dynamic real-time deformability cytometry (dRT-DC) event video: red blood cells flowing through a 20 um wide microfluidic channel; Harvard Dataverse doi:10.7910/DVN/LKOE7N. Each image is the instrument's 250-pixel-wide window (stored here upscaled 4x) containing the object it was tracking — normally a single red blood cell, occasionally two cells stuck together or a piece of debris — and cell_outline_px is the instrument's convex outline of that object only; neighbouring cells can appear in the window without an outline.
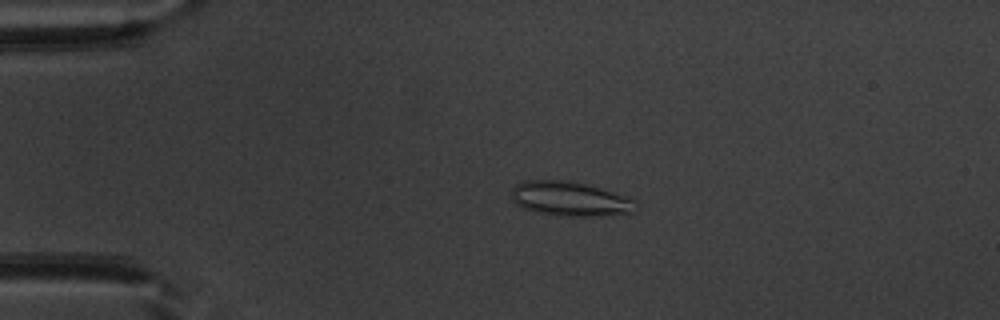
{"species": "common noctule bat (a hibernating species)", "species_latin": "Nyctalus noctula", "temperature_condition": "warm", "stored_images_in_passage": 47, "camera_frame_rate_fps": 3000, "um_per_image_px": 0.085, "animal": {"sex": "male", "body_mass_g": 20.1, "forearm_length_mm": 53.5}, "frame": {"image": 1, "passage_image": 7, "time_ms": 2.0, "image_size_px": [1000, 320], "cell_outline_px": [[640, 208], [632, 212], [600, 216], [556, 216], [536, 212], [524, 208], [516, 204], [512, 200], [512, 188], [516, 184], [524, 180], [568, 180], [588, 184], [636, 200], [640, 204]], "centroid_in_image_um": [48.47, 16.91], "position_along_channel_um": 36.5, "area_um2": 25.32}}
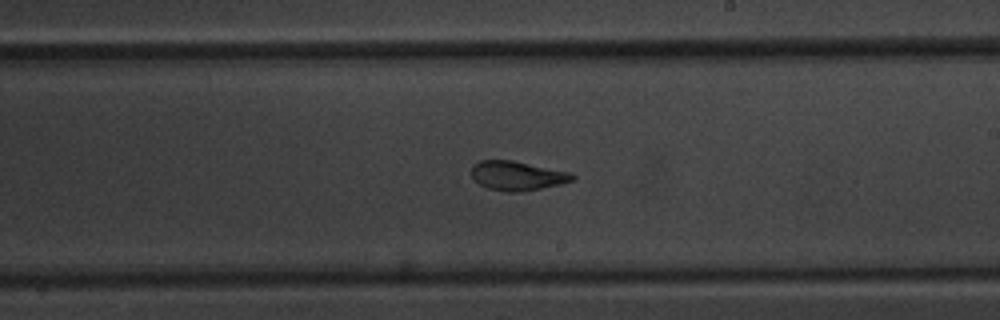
{"frame": {"image": 2, "passage_image": 26, "time_ms": 8.333, "image_size_px": [1000, 320], "cell_outline_px": [[576, 176], [572, 180], [560, 184], [520, 192], [508, 192], [488, 188], [480, 184], [472, 176], [472, 164], [480, 160], [512, 160], [572, 172]], "centroid_in_image_um": [43.97, 14.92], "position_along_channel_um": 245.0, "area_um2": 17.17}}
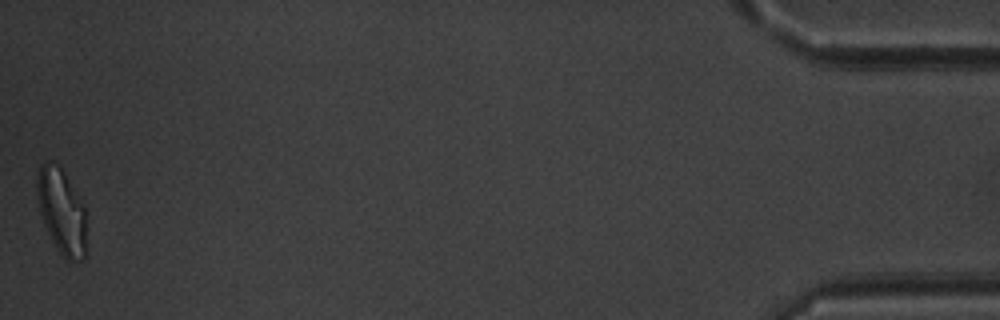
{"frame": {"image": 3, "passage_image": 47, "time_ms": 15.333, "image_size_px": [1000, 320], "cell_outline_px": [[88, 252], [84, 260], [64, 260], [56, 248], [44, 224], [40, 212], [36, 196], [36, 180], [40, 164], [44, 160], [48, 160], [60, 168], [64, 172], [84, 208]], "centroid_in_image_um": [5.24, 18.02], "position_along_channel_um": 430.0, "area_um2": 24.8}, "authors_computed_cell_mechanics": {"area_um2": 19.2474, "velocity_mm_per_s": 3.9299, "shape_relaxation_time_tau1_ms": 7.5686, "shape_relaxation_time_tau2_ms": 1.4332, "deformation_change_tau1": 0.2022, "deformation_change_tau2": 0.0928}}